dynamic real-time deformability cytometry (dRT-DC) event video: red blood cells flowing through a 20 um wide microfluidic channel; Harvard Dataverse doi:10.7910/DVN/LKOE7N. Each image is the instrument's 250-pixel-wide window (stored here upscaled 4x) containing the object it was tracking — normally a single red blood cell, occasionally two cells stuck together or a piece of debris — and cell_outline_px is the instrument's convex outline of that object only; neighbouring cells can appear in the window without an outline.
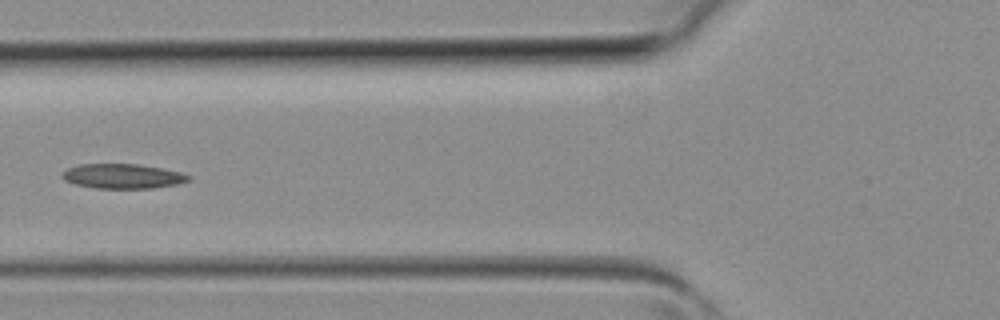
{"species": "common noctule bat (a hibernating species)", "species_latin": "Nyctalus noctula", "temperature_condition": "room temperature", "stored_images_in_passage": 4, "camera_frame_rate_fps": 3000, "um_per_image_px": 0.085, "animal": {"sex": "female", "body_mass_g": 19.3, "forearm_length_mm": 54.1}, "frame": {"image": 1, "passage_image": 4, "time_ms": 1.0, "image_size_px": [1000, 320], "cell_outline_px": [[192, 176], [188, 180], [176, 184], [152, 188], [96, 188], [76, 184], [64, 180], [60, 176], [68, 168], [76, 164], [140, 164], [180, 172]], "centroid_in_image_um": [10.4, 14.97], "position_along_channel_um": 115.4, "area_um2": 18.03}}